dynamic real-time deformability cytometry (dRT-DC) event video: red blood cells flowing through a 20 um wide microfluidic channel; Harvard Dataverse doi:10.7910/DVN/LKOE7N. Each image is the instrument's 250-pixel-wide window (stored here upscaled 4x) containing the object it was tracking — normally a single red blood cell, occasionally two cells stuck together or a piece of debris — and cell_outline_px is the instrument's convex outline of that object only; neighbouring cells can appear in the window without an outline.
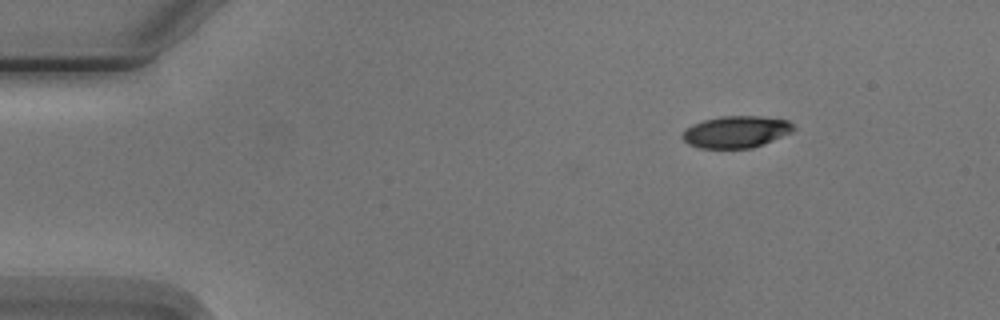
{"species": "Egyptian fruit bat (a non-hibernating species)", "species_latin": "Rousettus aegyptiacus", "temperature_condition": "cold", "stored_images_in_passage": 8, "camera_frame_rate_fps": 3000, "um_per_image_px": 0.085, "animal": {"sex": "male"}, "frame": {"image": 1, "passage_image": 1, "time_ms": 0.0, "image_size_px": [1000, 320], "cell_outline_px": [[796, 128], [792, 132], [764, 144], [752, 148], [700, 148], [688, 144], [680, 136], [692, 124], [704, 120], [720, 116], [760, 116], [788, 120]], "centroid_in_image_um": [62.58, 11.21], "position_along_channel_um": 22.4, "area_um2": 20.63}}
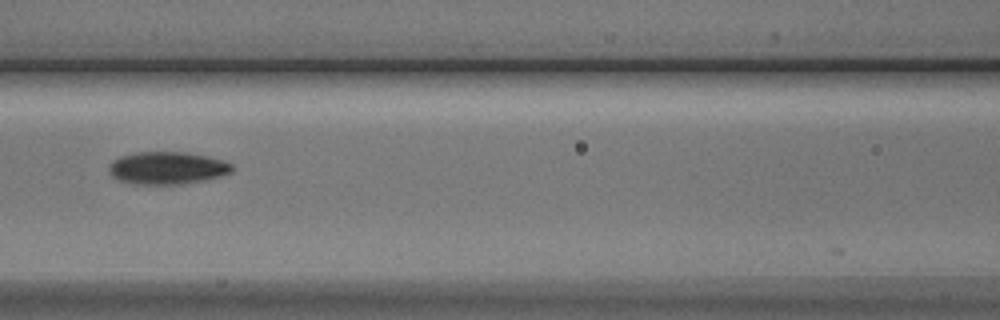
{"frame": {"image": 2, "passage_image": 5, "time_ms": 5.667, "image_size_px": [1000, 320], "cell_outline_px": [[232, 172], [220, 176], [204, 180], [184, 184], [136, 184], [120, 180], [112, 176], [108, 168], [108, 164], [112, 160], [120, 156], [136, 152], [184, 152], [208, 156], [224, 160], [232, 164]], "centroid_in_image_um": [14.21, 14.27], "position_along_channel_um": 152.4, "area_um2": 23.41}}
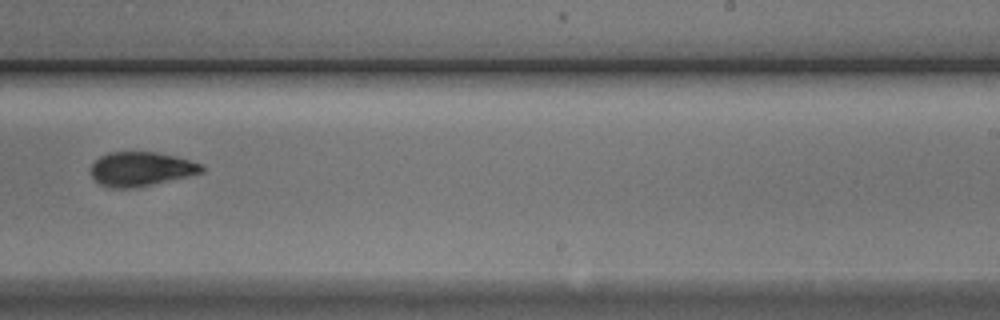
{"frame": {"image": 3, "passage_image": 8, "time_ms": 9.0, "image_size_px": [1000, 320], "cell_outline_px": [[204, 172], [136, 188], [108, 188], [100, 184], [88, 172], [92, 164], [100, 156], [108, 152], [156, 152], [176, 156], [200, 164], [204, 168]], "centroid_in_image_um": [11.93, 14.37], "position_along_channel_um": 277.1, "area_um2": 22.14}}